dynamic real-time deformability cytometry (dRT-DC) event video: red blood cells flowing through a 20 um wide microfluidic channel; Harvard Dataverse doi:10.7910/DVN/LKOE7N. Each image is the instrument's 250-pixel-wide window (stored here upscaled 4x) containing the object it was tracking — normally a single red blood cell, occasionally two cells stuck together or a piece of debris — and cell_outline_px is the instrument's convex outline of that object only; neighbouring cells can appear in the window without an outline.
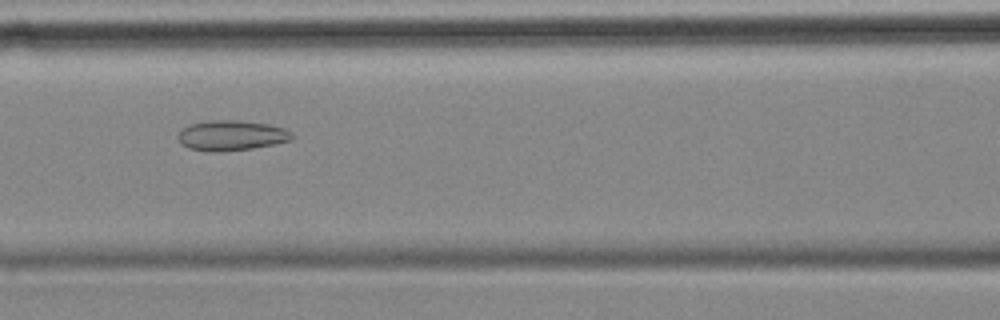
{"species": "common noctule bat (a hibernating species)", "species_latin": "Nyctalus noctula", "temperature_condition": "cold", "stored_images_in_passage": 56, "camera_frame_rate_fps": 3000, "um_per_image_px": 0.085, "animal": {"sex": "female", "body_mass_g": 18.4}, "frame": {"image": 1, "passage_image": 24, "time_ms": 7.667, "image_size_px": [1000, 320], "cell_outline_px": [[292, 140], [252, 148], [212, 152], [188, 148], [180, 144], [176, 136], [188, 124], [212, 120], [236, 120], [268, 124], [284, 128], [292, 132]], "centroid_in_image_um": [19.63, 11.51], "position_along_channel_um": 147.0, "area_um2": 19.94}}
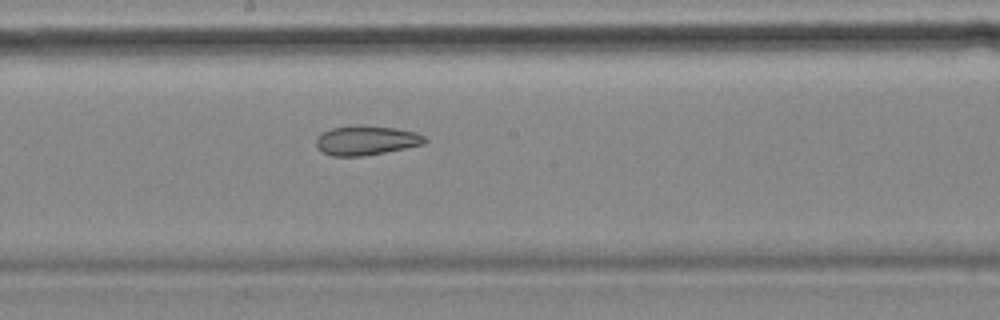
{"frame": {"image": 2, "passage_image": 30, "time_ms": 9.667, "image_size_px": [1000, 320], "cell_outline_px": [[428, 140], [424, 144], [364, 156], [332, 156], [324, 152], [316, 144], [316, 136], [332, 128], [356, 124], [360, 124], [396, 128], [416, 132], [424, 136]], "centroid_in_image_um": [31.14, 11.91], "position_along_channel_um": 217.1, "area_um2": 18.67}}
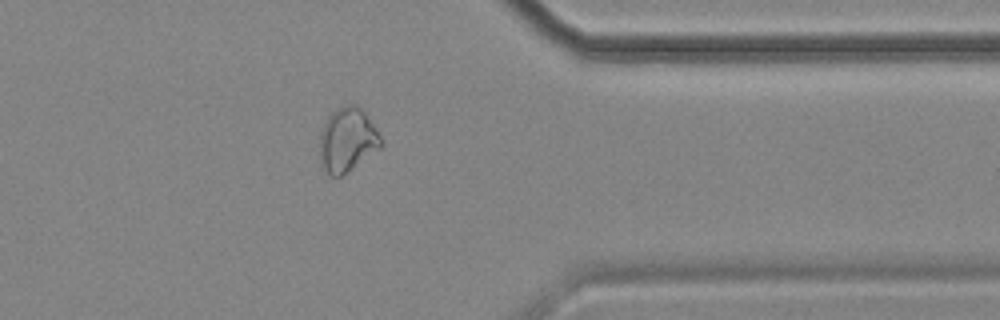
{"frame": {"image": 3, "passage_image": 45, "time_ms": 14.667, "image_size_px": [1000, 320], "cell_outline_px": [[384, 144], [380, 148], [340, 176], [332, 176], [320, 168], [320, 132], [328, 116], [332, 112], [344, 104], [356, 104], [364, 112], [376, 128], [384, 140]], "centroid_in_image_um": [29.52, 11.88], "position_along_channel_um": 381.9, "area_um2": 22.89}, "authors_computed_cell_mechanics": {"area_um2": 24.1315, "velocity_mm_per_s": 3.5326, "shape_relaxation_time_tau1_ms": null, "shape_relaxation_time_tau2_ms": 5.3136, "deformation_change_tau1": null, "deformation_change_tau2": 0.1158}}